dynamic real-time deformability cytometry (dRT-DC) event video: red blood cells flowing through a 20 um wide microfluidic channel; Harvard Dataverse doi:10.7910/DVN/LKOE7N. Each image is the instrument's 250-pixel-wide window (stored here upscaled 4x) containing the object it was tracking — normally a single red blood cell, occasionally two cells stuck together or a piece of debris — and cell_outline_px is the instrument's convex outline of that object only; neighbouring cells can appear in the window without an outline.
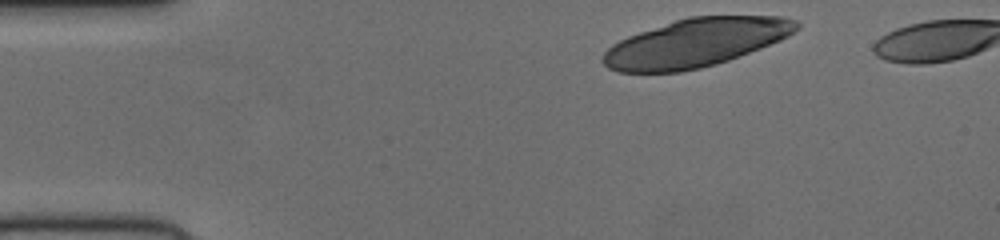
{"species": "human", "species_latin": "Homo sapiens", "temperature_condition": "cold", "stored_images_in_passage": 42, "camera_frame_rate_fps": 3000, "um_per_image_px": 0.085, "donor": {"sex": "female"}, "frame": {"image": 1, "passage_image": 1, "time_ms": 0.0, "image_size_px": [1000, 240], "cell_outline_px": [[800, 28], [788, 36], [780, 40], [760, 48], [728, 60], [716, 64], [700, 68], [680, 72], [616, 72], [608, 68], [600, 60], [604, 52], [612, 44], [628, 36], [688, 16], [780, 16], [796, 20], [800, 24]], "centroid_in_image_um": [59.12, 3.64], "position_along_channel_um": 25.9, "area_um2": 54.33}}